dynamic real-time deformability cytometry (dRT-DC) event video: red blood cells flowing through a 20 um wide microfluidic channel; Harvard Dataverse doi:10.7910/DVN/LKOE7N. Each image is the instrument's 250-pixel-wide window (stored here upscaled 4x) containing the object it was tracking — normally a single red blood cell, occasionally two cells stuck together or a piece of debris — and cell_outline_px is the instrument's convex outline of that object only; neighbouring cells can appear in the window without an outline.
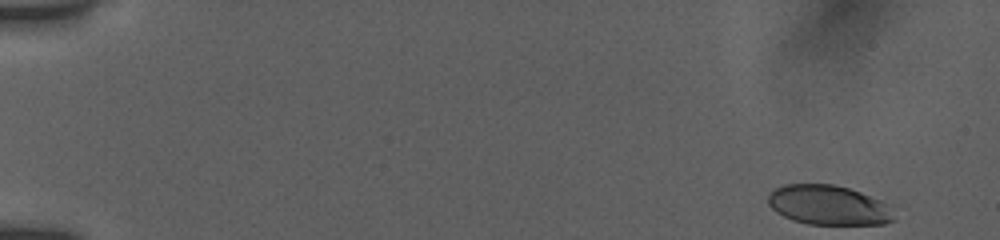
{"species": "human", "species_latin": "Homo sapiens", "temperature_condition": "room temperature", "stored_images_in_passage": 43, "camera_frame_rate_fps": 3000, "um_per_image_px": 0.085, "donor": {"sex": "female"}, "frame": {"image": 1, "passage_image": 1, "time_ms": 0.0, "image_size_px": [1000, 240], "cell_outline_px": [[896, 220], [884, 224], [808, 224], [792, 220], [776, 212], [768, 204], [768, 196], [776, 188], [784, 184], [832, 184], [848, 188], [860, 192], [880, 200], [884, 204]], "centroid_in_image_um": [70.37, 17.44], "position_along_channel_um": 14.6, "area_um2": 28.73}}
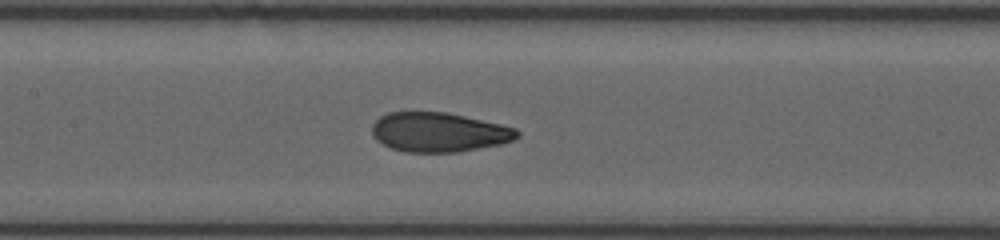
{"frame": {"image": 2, "passage_image": 18, "time_ms": 8.0, "image_size_px": [1000, 240], "cell_outline_px": [[520, 136], [512, 140], [500, 144], [456, 152], [404, 152], [392, 148], [376, 140], [372, 136], [372, 124], [380, 116], [388, 112], [444, 112], [464, 116], [500, 124], [516, 128], [520, 132]], "centroid_in_image_um": [37.28, 11.23], "position_along_channel_um": 170.1, "area_um2": 33.23}}
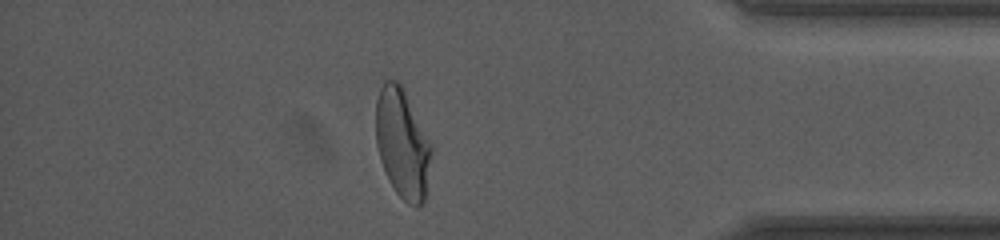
{"frame": {"image": 3, "passage_image": 37, "time_ms": 14.667, "image_size_px": [1000, 240], "cell_outline_px": [[432, 152], [424, 204], [416, 208], [408, 204], [396, 192], [388, 180], [380, 160], [376, 144], [376, 100], [380, 88], [384, 80], [396, 80], [400, 84], [432, 144]], "centroid_in_image_um": [34.2, 12.24], "position_along_channel_um": 401.0, "area_um2": 35.43}, "authors_computed_cell_mechanics": {"area_um2": 33.8708, "velocity_mm_per_s": 3.8806, "shape_relaxation_time_tau1_ms": 4.4559, "shape_relaxation_time_tau2_ms": 0.7935, "deformation_change_tau1": 0.1714, "deformation_change_tau2": 0.0646}}